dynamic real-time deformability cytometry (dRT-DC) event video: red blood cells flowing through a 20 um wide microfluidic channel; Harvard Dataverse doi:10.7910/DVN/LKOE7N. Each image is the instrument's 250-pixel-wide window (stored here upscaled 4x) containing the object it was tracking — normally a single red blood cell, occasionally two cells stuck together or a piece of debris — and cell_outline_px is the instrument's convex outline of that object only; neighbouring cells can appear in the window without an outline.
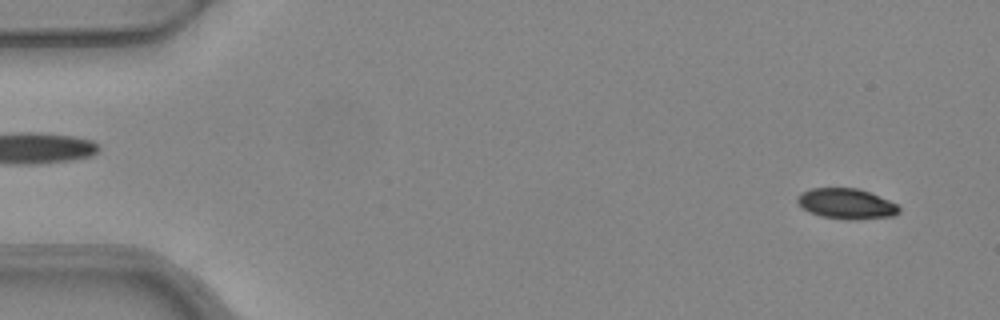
{"species": "common noctule bat (a hibernating species)", "species_latin": "Nyctalus noctula", "temperature_condition": "warm", "stored_images_in_passage": 52, "camera_frame_rate_fps": 3000, "um_per_image_px": 0.085, "animal": {"sex": "female", "body_mass_g": 24.6, "forearm_length_mm": 56.2}, "frame": {"image": 1, "passage_image": 3, "time_ms": 0.667, "image_size_px": [1000, 320], "cell_outline_px": [[900, 212], [892, 216], [856, 220], [848, 220], [820, 216], [808, 212], [796, 200], [796, 196], [800, 192], [812, 188], [856, 188], [868, 192], [888, 200], [896, 204], [900, 208]], "centroid_in_image_um": [71.91, 17.32], "position_along_channel_um": 13.1, "area_um2": 18.03}}
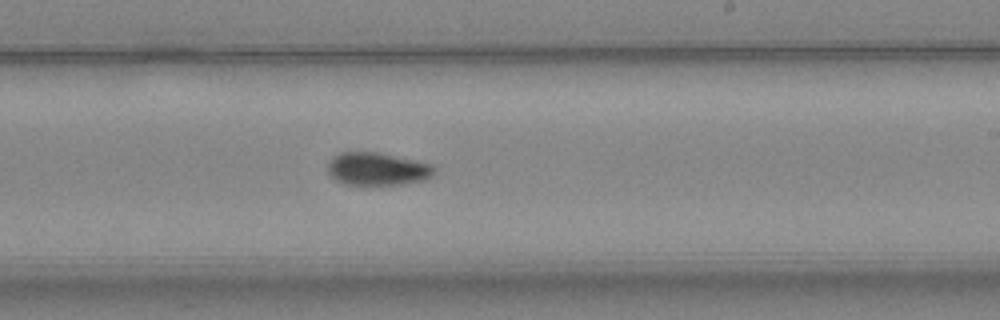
{"frame": {"image": 2, "passage_image": 31, "time_ms": 10.0, "image_size_px": [1000, 320], "cell_outline_px": [[436, 172], [432, 176], [424, 180], [404, 184], [344, 184], [328, 176], [328, 160], [332, 156], [340, 152], [376, 152], [432, 164], [436, 168]], "centroid_in_image_um": [32.05, 14.36], "position_along_channel_um": 257.0, "area_um2": 20.46}}
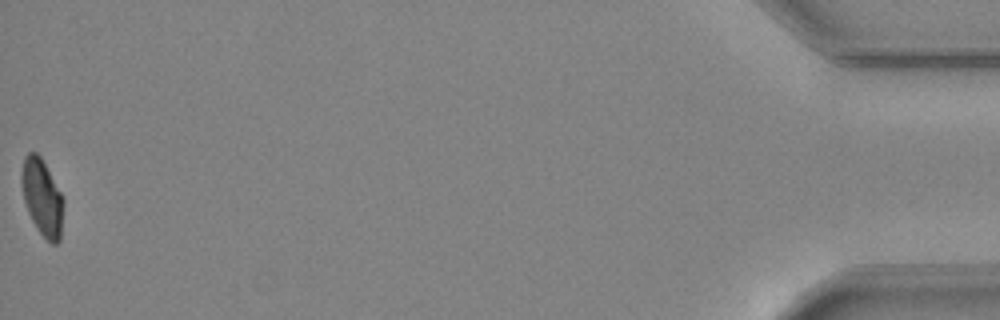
{"frame": {"image": 3, "passage_image": 52, "time_ms": 17.0, "image_size_px": [1000, 320], "cell_outline_px": [[64, 204], [60, 240], [56, 244], [52, 244], [36, 228], [28, 212], [24, 200], [20, 184], [20, 172], [24, 156], [28, 152], [36, 152], [40, 156], [60, 192], [64, 200]], "centroid_in_image_um": [3.56, 16.77], "position_along_channel_um": 431.6, "area_um2": 18.73}, "authors_computed_cell_mechanics": {"area_um2": 19.8254, "velocity_mm_per_s": 3.9553, "shape_relaxation_time_tau1_ms": 3.3169, "shape_relaxation_time_tau2_ms": 4.2215, "deformation_change_tau1": 0.1507, "deformation_change_tau2": 0.0772}}